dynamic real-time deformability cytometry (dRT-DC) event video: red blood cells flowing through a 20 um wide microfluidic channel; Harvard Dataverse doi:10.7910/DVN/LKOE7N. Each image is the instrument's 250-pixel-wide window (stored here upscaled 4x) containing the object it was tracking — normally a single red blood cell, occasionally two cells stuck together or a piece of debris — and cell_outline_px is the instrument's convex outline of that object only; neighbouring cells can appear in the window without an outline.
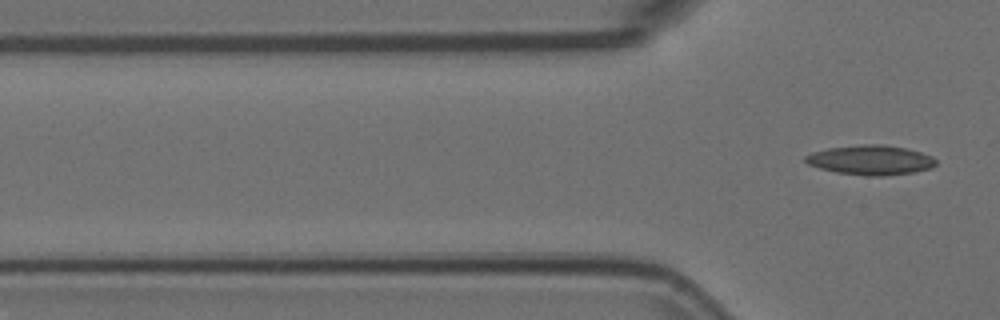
{"species": "Egyptian fruit bat (a non-hibernating species)", "species_latin": "Rousettus aegyptiacus", "temperature_condition": "room temperature", "stored_images_in_passage": 2, "camera_frame_rate_fps": 3000, "um_per_image_px": 0.085, "animal": {"sex": "female"}, "frame": {"image": 1, "passage_image": 2, "time_ms": 0.333, "image_size_px": [1000, 320], "cell_outline_px": [[936, 164], [928, 168], [912, 172], [884, 176], [868, 176], [836, 172], [820, 168], [808, 164], [804, 160], [804, 156], [812, 152], [828, 148], [864, 144], [884, 144], [908, 148], [932, 156], [936, 160]], "centroid_in_image_um": [73.99, 13.59], "position_along_channel_um": 51.8, "area_um2": 22.48}}